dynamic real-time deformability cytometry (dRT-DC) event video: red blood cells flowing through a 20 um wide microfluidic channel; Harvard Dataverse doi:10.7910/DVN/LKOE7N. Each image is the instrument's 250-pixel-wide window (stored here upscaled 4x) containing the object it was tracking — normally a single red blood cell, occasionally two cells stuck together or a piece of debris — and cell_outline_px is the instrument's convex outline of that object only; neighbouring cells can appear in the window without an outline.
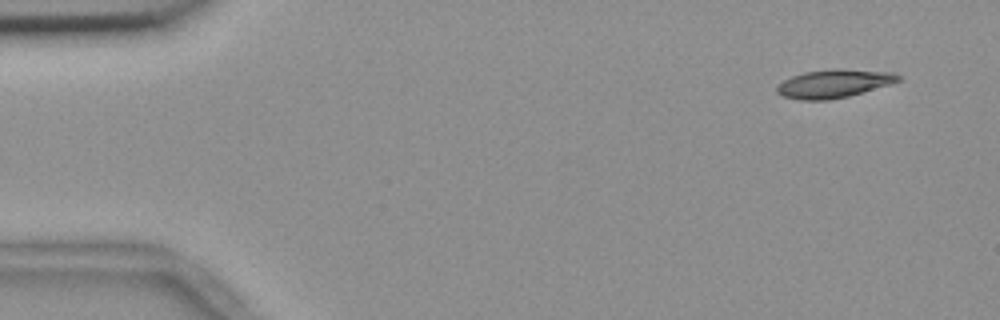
{"species": "common noctule bat (a hibernating species)", "species_latin": "Nyctalus noctula", "temperature_condition": "room temperature", "stored_images_in_passage": 8, "camera_frame_rate_fps": 3000, "um_per_image_px": 0.085, "animal": {"sex": "female", "body_mass_g": 18.4}, "frame": {"image": 1, "passage_image": 1, "time_ms": 0.0, "image_size_px": [1000, 320], "cell_outline_px": [[900, 80], [888, 84], [848, 96], [828, 100], [800, 100], [784, 96], [776, 92], [776, 84], [792, 76], [804, 72], [896, 72], [900, 76]], "centroid_in_image_um": [70.77, 7.17], "position_along_channel_um": 14.2, "area_um2": 18.61}}
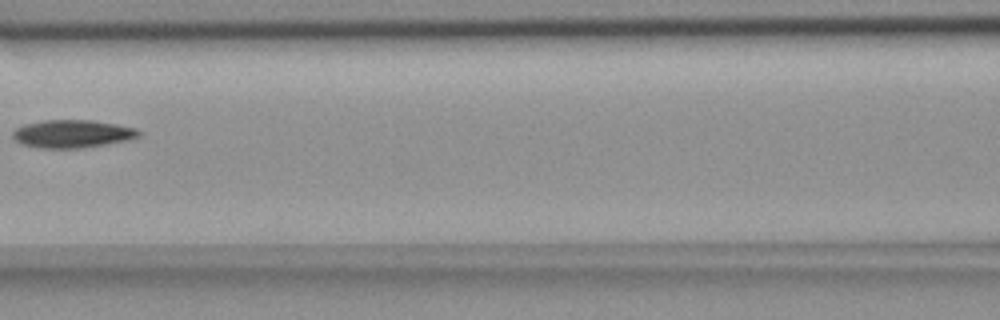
{"frame": {"image": 2, "passage_image": 7, "time_ms": 2.0, "image_size_px": [1000, 320], "cell_outline_px": [[140, 136], [128, 140], [84, 148], [40, 148], [24, 144], [16, 140], [12, 136], [12, 132], [16, 128], [24, 124], [44, 120], [92, 120], [116, 124], [136, 128], [140, 132]], "centroid_in_image_um": [6.16, 11.37], "position_along_channel_um": 160.4, "area_um2": 20.46}}
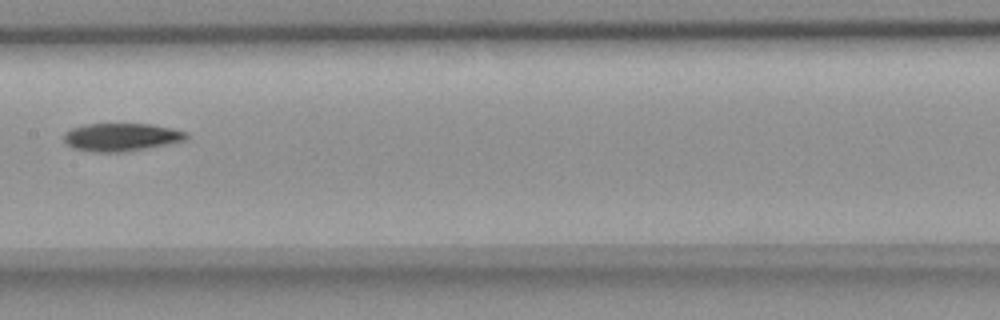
{"frame": {"image": 3, "passage_image": 8, "time_ms": 2.333, "image_size_px": [1000, 320], "cell_outline_px": [[188, 136], [184, 140], [148, 148], [124, 152], [92, 152], [72, 148], [64, 140], [64, 132], [72, 128], [84, 124], [152, 124], [172, 128], [188, 132]], "centroid_in_image_um": [10.29, 11.65], "position_along_channel_um": 197.1, "area_um2": 20.0}}